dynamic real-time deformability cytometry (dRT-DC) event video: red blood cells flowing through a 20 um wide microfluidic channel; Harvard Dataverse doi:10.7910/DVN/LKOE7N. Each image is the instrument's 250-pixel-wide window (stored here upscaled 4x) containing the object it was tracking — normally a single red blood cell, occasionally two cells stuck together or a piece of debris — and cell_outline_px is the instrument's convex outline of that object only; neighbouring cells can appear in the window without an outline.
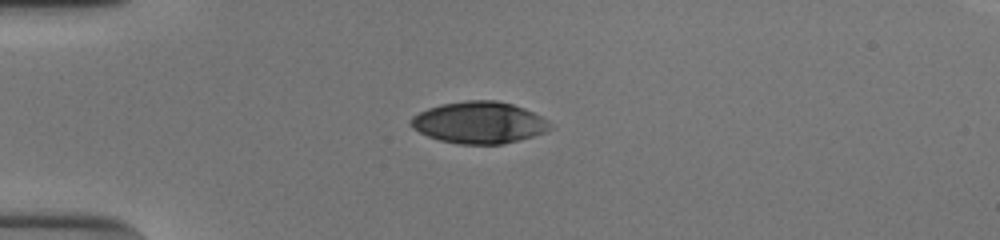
{"species": "human", "species_latin": "Homo sapiens", "temperature_condition": "cold", "stored_images_in_passage": 40, "camera_frame_rate_fps": 3000, "um_per_image_px": 0.085, "donor": {"sex": "male"}, "frame": {"image": 1, "passage_image": 1, "time_ms": 0.0, "image_size_px": [1000, 240], "cell_outline_px": [[552, 124], [544, 132], [532, 136], [504, 144], [460, 144], [440, 140], [428, 136], [412, 128], [408, 120], [412, 116], [428, 108], [440, 104], [464, 100], [496, 100], [512, 104], [524, 108], [540, 116]], "centroid_in_image_um": [40.68, 10.41], "position_along_channel_um": 44.3, "area_um2": 33.76}}
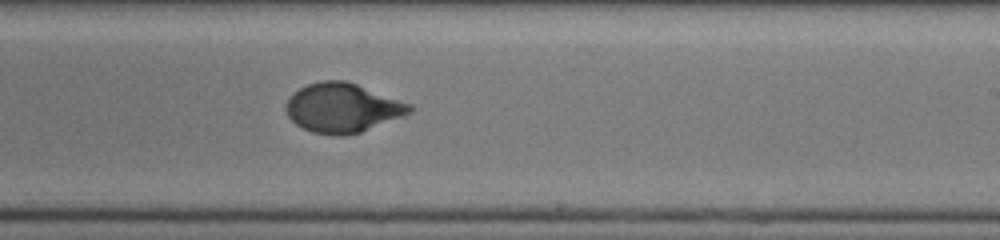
{"frame": {"image": 2, "passage_image": 20, "time_ms": 6.333, "image_size_px": [1000, 240], "cell_outline_px": [[412, 112], [360, 132], [344, 136], [332, 136], [312, 132], [296, 124], [288, 116], [284, 108], [292, 92], [308, 84], [320, 80], [344, 80], [356, 84], [412, 104]], "centroid_in_image_um": [29.08, 9.17], "position_along_channel_um": 259.9, "area_um2": 35.37}}
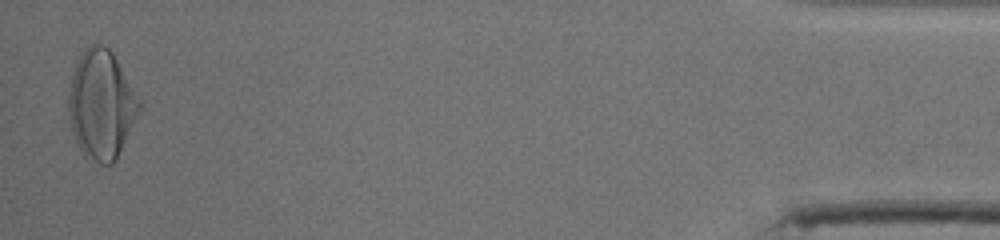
{"frame": {"image": 3, "passage_image": 39, "time_ms": 12.667, "image_size_px": [1000, 240], "cell_outline_px": [[140, 112], [116, 160], [112, 164], [100, 164], [84, 156], [76, 144], [72, 132], [68, 108], [68, 96], [72, 76], [76, 60], [84, 48], [92, 44], [104, 44], [112, 52], [140, 104]], "centroid_in_image_um": [8.57, 8.92], "position_along_channel_um": 426.6, "area_um2": 44.51}, "authors_computed_cell_mechanics": {"area_um2": 35.3158, "velocity_mm_per_s": 3.8827, "shape_relaxation_time_tau1_ms": 3.3666, "shape_relaxation_time_tau2_ms": null, "deformation_change_tau1": 0.1937, "deformation_change_tau2": null}}